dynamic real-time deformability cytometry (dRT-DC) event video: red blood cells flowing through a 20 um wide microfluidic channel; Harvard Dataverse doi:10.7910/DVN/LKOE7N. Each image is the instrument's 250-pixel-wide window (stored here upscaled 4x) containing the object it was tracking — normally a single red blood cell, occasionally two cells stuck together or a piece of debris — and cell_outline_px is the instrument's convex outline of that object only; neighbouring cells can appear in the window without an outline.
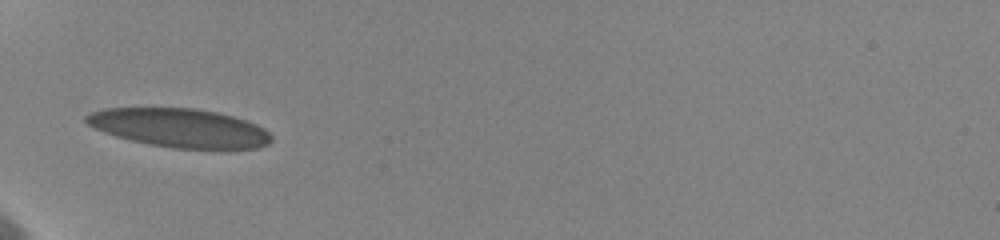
{"species": "human", "species_latin": "Homo sapiens", "temperature_condition": "cold", "stored_images_in_passage": 46, "camera_frame_rate_fps": 3000, "um_per_image_px": 0.085, "donor": {"sex": "female"}, "frame": {"image": 1, "passage_image": 1, "time_ms": 0.0, "image_size_px": [1000, 240], "cell_outline_px": [[272, 140], [268, 144], [260, 148], [224, 152], [172, 148], [148, 144], [116, 136], [104, 132], [88, 124], [84, 120], [84, 116], [92, 112], [104, 108], [196, 108], [216, 112], [232, 116], [256, 124], [264, 128], [272, 136]], "centroid_in_image_um": [15.37, 10.92], "position_along_channel_um": 69.6, "area_um2": 42.83}}